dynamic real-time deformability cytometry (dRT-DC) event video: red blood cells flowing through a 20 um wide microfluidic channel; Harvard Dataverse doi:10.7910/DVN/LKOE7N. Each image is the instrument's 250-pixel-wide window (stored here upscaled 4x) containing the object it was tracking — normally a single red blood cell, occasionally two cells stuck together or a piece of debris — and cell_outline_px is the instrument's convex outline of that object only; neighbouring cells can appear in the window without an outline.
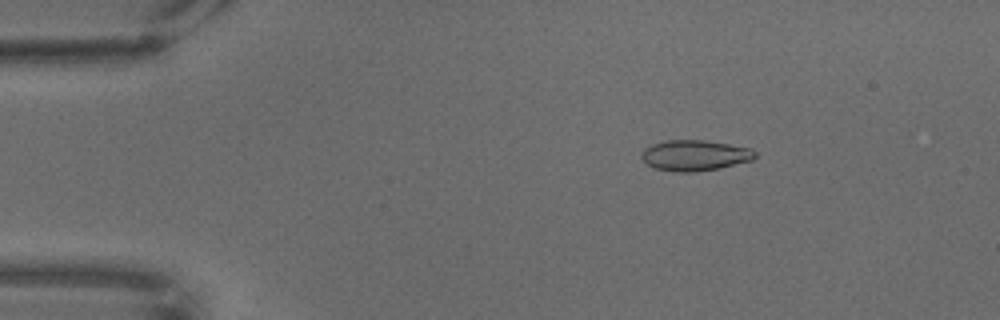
{"species": "common noctule bat (a hibernating species)", "species_latin": "Nyctalus noctula", "temperature_condition": "warm", "stored_images_in_passage": 68, "camera_frame_rate_fps": 3000, "um_per_image_px": 0.085, "animal": {"sex": "male", "body_mass_g": 18.8}, "frame": {"image": 1, "passage_image": 11, "time_ms": 3.333, "image_size_px": [1000, 320], "cell_outline_px": [[756, 156], [752, 160], [720, 168], [696, 172], [676, 172], [656, 168], [648, 164], [640, 156], [640, 152], [644, 148], [652, 144], [668, 140], [704, 140], [752, 148], [756, 152]], "centroid_in_image_um": [59.06, 13.21], "position_along_channel_um": 25.9, "area_um2": 20.35}}
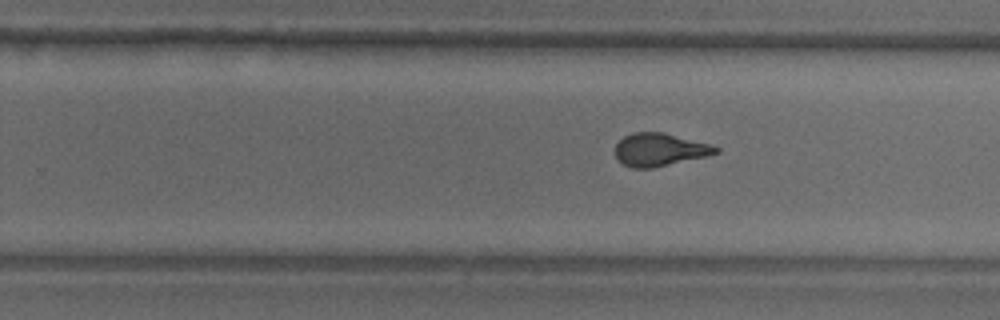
{"frame": {"image": 2, "passage_image": 43, "time_ms": 14.0, "image_size_px": [1000, 320], "cell_outline_px": [[720, 152], [708, 156], [652, 168], [632, 168], [616, 160], [616, 144], [624, 136], [632, 132], [664, 132], [708, 144], [720, 148]], "centroid_in_image_um": [56.06, 12.72], "position_along_channel_um": 273.7, "area_um2": 19.25}}
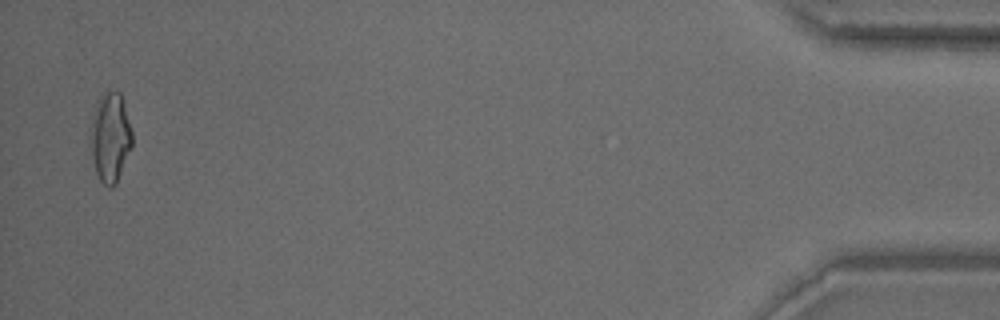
{"frame": {"image": 3, "passage_image": 67, "time_ms": 22.0, "image_size_px": [1000, 320], "cell_outline_px": [[132, 144], [116, 184], [112, 188], [108, 188], [100, 180], [96, 172], [92, 156], [88, 128], [100, 92], [108, 88], [120, 92], [124, 104], [132, 132]], "centroid_in_image_um": [9.34, 11.61], "position_along_channel_um": 425.9, "area_um2": 22.14}}